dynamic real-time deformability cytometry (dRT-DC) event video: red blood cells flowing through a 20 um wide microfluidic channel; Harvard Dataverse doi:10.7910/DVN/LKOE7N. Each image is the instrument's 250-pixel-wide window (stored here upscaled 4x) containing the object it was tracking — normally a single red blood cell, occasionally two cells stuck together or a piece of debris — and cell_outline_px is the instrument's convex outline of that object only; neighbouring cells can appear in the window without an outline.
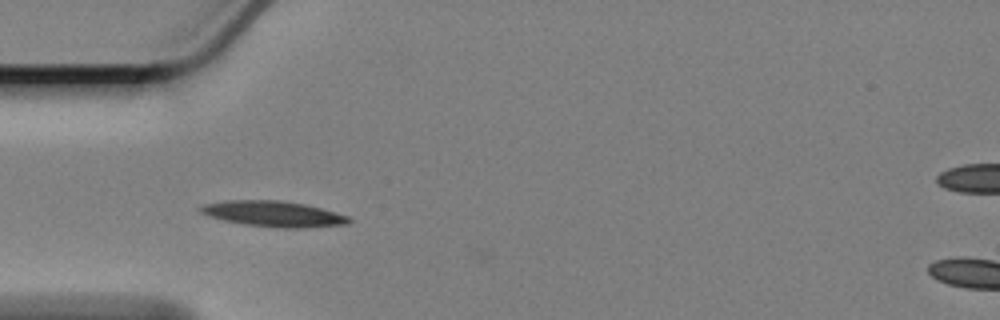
{"species": "Egyptian fruit bat (a non-hibernating species)", "species_latin": "Rousettus aegyptiacus", "temperature_condition": "cold", "stored_images_in_passage": 8, "camera_frame_rate_fps": 3000, "um_per_image_px": 0.085, "animal": {"sex": "female"}, "frame": {"image": 1, "passage_image": 7, "time_ms": 2.0, "image_size_px": [1000, 320], "cell_outline_px": [[352, 220], [348, 224], [304, 228], [276, 228], [244, 224], [224, 220], [208, 216], [200, 212], [200, 208], [204, 204], [224, 200], [280, 200], [304, 204], [336, 212], [348, 216]], "centroid_in_image_um": [23.25, 18.18], "position_along_channel_um": 61.7, "area_um2": 22.25}}